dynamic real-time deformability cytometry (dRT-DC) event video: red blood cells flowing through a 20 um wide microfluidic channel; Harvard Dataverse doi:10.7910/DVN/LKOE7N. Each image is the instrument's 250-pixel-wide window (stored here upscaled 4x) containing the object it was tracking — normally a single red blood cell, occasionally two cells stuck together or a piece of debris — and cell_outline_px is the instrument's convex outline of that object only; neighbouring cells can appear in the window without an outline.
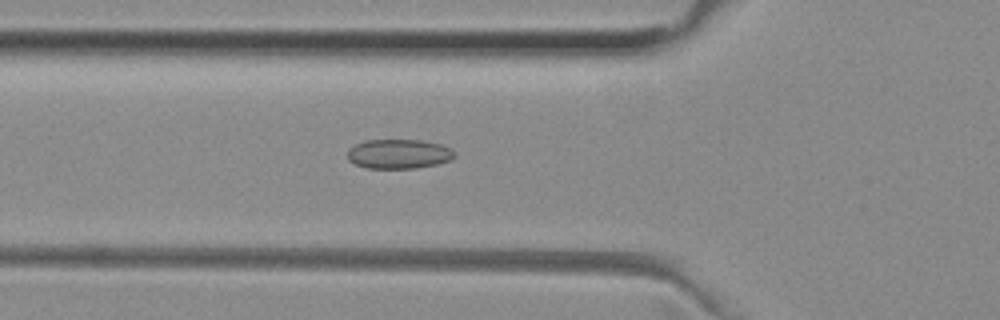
{"species": "common noctule bat (a hibernating species)", "species_latin": "Nyctalus noctula", "temperature_condition": "room temperature", "stored_images_in_passage": 44, "camera_frame_rate_fps": 3000, "um_per_image_px": 0.085, "animal": {"sex": "female", "body_mass_g": 29.2, "forearm_length_mm": 56.3}, "frame": {"image": 1, "passage_image": 11, "time_ms": 3.333, "image_size_px": [1000, 320], "cell_outline_px": [[456, 156], [452, 160], [436, 164], [416, 168], [364, 168], [348, 160], [348, 148], [364, 140], [420, 140], [440, 144], [452, 148], [456, 152]], "centroid_in_image_um": [33.92, 13.08], "position_along_channel_um": 91.9, "area_um2": 18.55}}
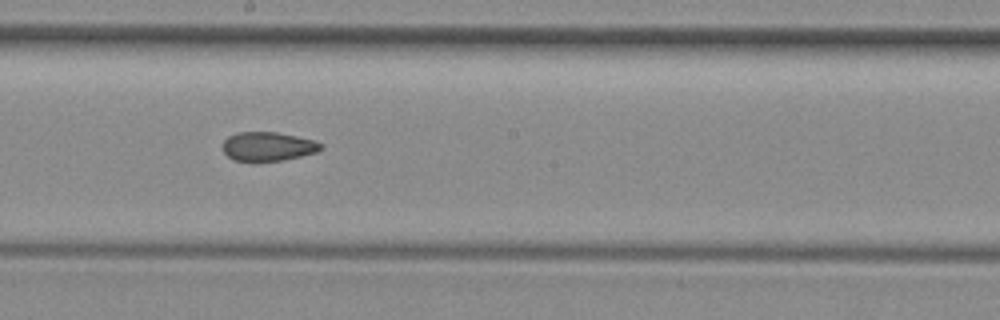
{"frame": {"image": 2, "passage_image": 21, "time_ms": 6.667, "image_size_px": [1000, 320], "cell_outline_px": [[324, 148], [316, 152], [284, 160], [256, 164], [252, 164], [232, 160], [224, 152], [224, 140], [228, 136], [236, 132], [276, 132], [316, 140], [324, 144]], "centroid_in_image_um": [22.77, 12.49], "position_along_channel_um": 225.4, "area_um2": 17.28}}
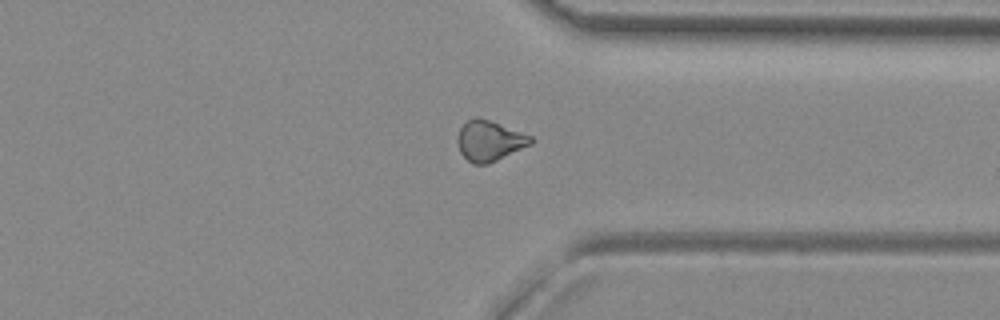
{"frame": {"image": 3, "passage_image": 32, "time_ms": 10.333, "image_size_px": [1000, 320], "cell_outline_px": [[532, 144], [488, 164], [472, 164], [460, 152], [456, 140], [460, 128], [468, 120], [476, 116], [488, 120], [532, 136]], "centroid_in_image_um": [41.58, 11.98], "position_along_channel_um": 369.8, "area_um2": 17.05}, "authors_computed_cell_mechanics": {"area_um2": 17.4267, "velocity_mm_per_s": 3.9955, "shape_relaxation_time_tau1_ms": null, "shape_relaxation_time_tau2_ms": 4.2959, "deformation_change_tau1": null, "deformation_change_tau2": 0.1011}}